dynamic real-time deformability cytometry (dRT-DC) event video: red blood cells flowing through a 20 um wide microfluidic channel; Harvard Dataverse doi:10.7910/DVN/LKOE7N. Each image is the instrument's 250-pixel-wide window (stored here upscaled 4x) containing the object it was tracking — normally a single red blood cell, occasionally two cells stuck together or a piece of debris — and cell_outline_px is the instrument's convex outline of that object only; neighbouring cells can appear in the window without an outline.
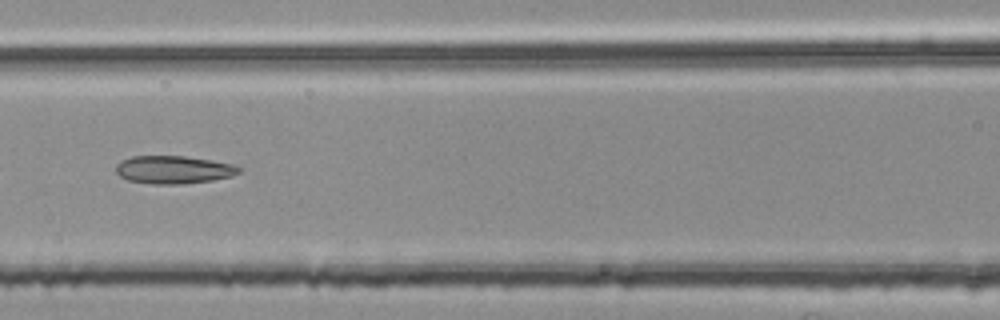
{"species": "common noctule bat (a hibernating species)", "species_latin": "Nyctalus noctula", "temperature_condition": "room temperature", "stored_images_in_passage": 3, "camera_frame_rate_fps": 3000, "um_per_image_px": 0.085, "animal": {"sex": "female", "body_mass_g": 25.1}, "frame": {"image": 1, "passage_image": 3, "time_ms": 0.667, "image_size_px": [1000, 320], "cell_outline_px": [[240, 172], [232, 176], [212, 180], [180, 184], [152, 184], [128, 180], [120, 176], [116, 172], [116, 164], [120, 160], [132, 156], [184, 156], [212, 160], [232, 164], [240, 168]], "centroid_in_image_um": [14.72, 14.42], "position_along_channel_um": 151.9, "area_um2": 20.0}}